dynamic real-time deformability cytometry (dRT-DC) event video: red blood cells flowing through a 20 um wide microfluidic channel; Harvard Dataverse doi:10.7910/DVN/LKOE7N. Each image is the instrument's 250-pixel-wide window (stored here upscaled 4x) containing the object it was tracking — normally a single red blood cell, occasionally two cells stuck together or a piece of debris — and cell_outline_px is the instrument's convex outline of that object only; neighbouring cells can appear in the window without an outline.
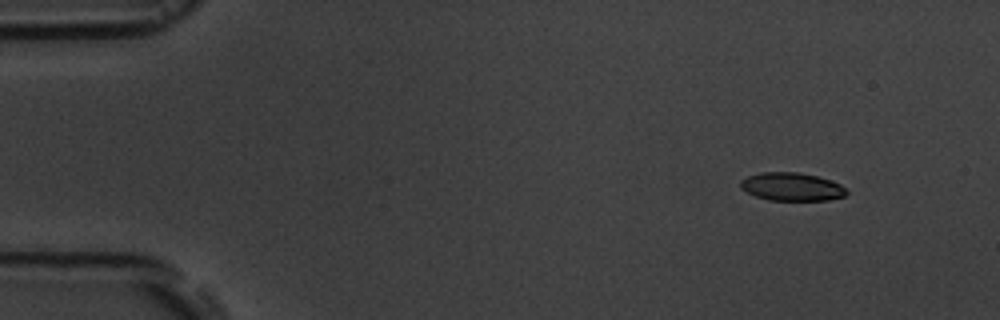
{"species": "common noctule bat (a hibernating species)", "species_latin": "Nyctalus noctula", "temperature_condition": "room temperature", "stored_images_in_passage": 5, "camera_frame_rate_fps": 3000, "um_per_image_px": 0.085, "animal": {"sex": "male", "body_mass_g": 19.5, "forearm_length_mm": 54.6}, "frame": {"image": 1, "passage_image": 2, "time_ms": 1.333, "image_size_px": [1000, 320], "cell_outline_px": [[848, 192], [844, 196], [828, 200], [768, 200], [756, 196], [740, 188], [740, 180], [748, 176], [760, 172], [800, 172], [816, 176], [840, 184]], "centroid_in_image_um": [67.27, 15.87], "position_along_channel_um": 17.7, "area_um2": 17.28}}
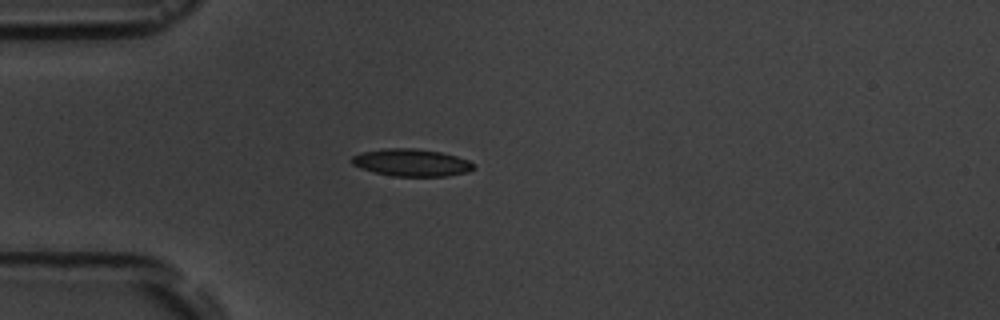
{"frame": {"image": 2, "passage_image": 5, "time_ms": 4.667, "image_size_px": [1000, 320], "cell_outline_px": [[476, 168], [468, 172], [448, 176], [392, 176], [360, 168], [352, 164], [352, 156], [360, 152], [384, 148], [416, 148], [440, 152], [456, 156], [468, 160]], "centroid_in_image_um": [34.97, 13.81], "position_along_channel_um": 50.0, "area_um2": 19.42}}